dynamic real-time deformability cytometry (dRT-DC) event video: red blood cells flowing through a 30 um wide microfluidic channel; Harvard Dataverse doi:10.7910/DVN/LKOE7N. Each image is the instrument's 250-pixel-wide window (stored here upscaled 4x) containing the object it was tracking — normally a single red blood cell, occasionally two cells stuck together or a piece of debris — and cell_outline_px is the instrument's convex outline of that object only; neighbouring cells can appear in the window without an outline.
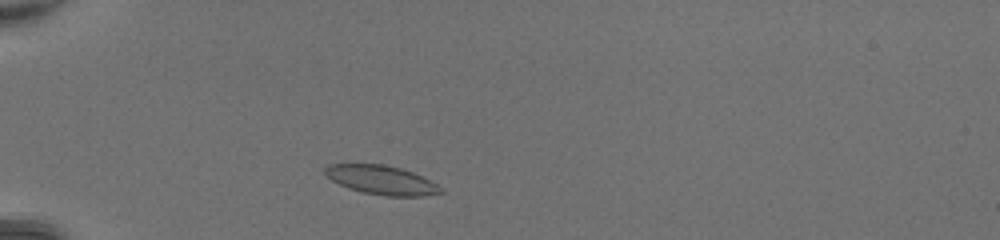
{"species": "common noctule bat (a hibernating species)", "species_latin": "Nyctalus noctula", "temperature_condition": "room temperature", "stored_images_in_passage": 37, "camera_frame_rate_fps": 3000, "um_per_image_px": 0.085, "animal": {"sex": "female", "body_mass_g": 20.0, "forearm_length_mm": 54.0}, "frame": {"image": 1, "passage_image": 4, "time_ms": 1.0, "image_size_px": [1000, 240], "cell_outline_px": [[444, 192], [424, 196], [388, 196], [364, 192], [348, 188], [332, 180], [324, 172], [324, 168], [328, 164], [380, 164], [400, 168], [412, 172], [444, 188]], "centroid_in_image_um": [32.43, 15.3], "position_along_channel_um": 52.6, "area_um2": 19.31}}
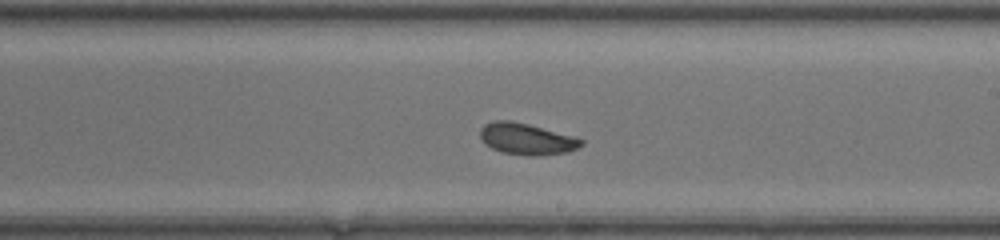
{"frame": {"image": 2, "passage_image": 19, "time_ms": 6.0, "image_size_px": [1000, 240], "cell_outline_px": [[584, 144], [568, 152], [536, 156], [528, 156], [504, 152], [492, 148], [484, 144], [480, 136], [480, 128], [484, 124], [492, 120], [512, 120], [576, 136], [584, 140]], "centroid_in_image_um": [44.77, 11.8], "position_along_channel_um": 244.2, "area_um2": 18.73}}
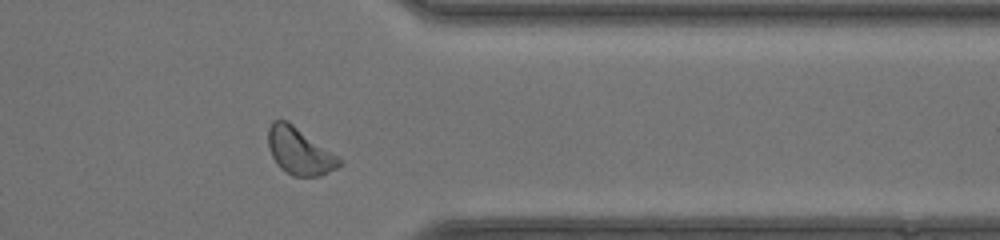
{"frame": {"image": 3, "passage_image": 29, "time_ms": 9.333, "image_size_px": [1000, 240], "cell_outline_px": [[344, 160], [336, 168], [320, 176], [292, 176], [280, 168], [272, 156], [268, 144], [268, 128], [272, 120], [288, 120]], "centroid_in_image_um": [25.45, 12.83], "position_along_channel_um": 385.9, "area_um2": 19.48}, "authors_computed_cell_mechanics": {"area_um2": 18.8428, "velocity_mm_per_s": 4.3738, "shape_relaxation_time_tau1_ms": 1.9154, "shape_relaxation_time_tau2_ms": 2.5377, "deformation_change_tau1": 0.0723, "deformation_change_tau2": 0.0825}}